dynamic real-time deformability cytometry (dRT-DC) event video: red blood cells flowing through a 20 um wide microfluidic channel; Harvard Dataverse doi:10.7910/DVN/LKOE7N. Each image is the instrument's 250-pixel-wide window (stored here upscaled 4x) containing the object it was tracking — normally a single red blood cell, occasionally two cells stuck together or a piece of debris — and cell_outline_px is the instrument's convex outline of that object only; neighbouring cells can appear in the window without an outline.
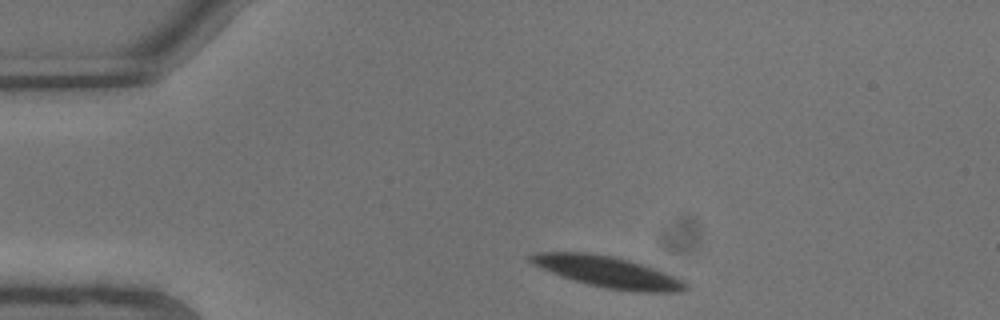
{"species": "common noctule bat (a hibernating species)", "species_latin": "Nyctalus noctula", "temperature_condition": "warm", "stored_images_in_passage": 3, "camera_frame_rate_fps": 3000, "um_per_image_px": 0.085, "animal": {"sex": "male", "body_mass_g": 13.3}, "frame": {"image": 1, "passage_image": 1, "time_ms": 0.0, "image_size_px": [1000, 320], "cell_outline_px": [[688, 288], [680, 292], [636, 292], [604, 288], [588, 284], [560, 276], [532, 264], [528, 260], [528, 256], [536, 252], [588, 252], [612, 256], [628, 260], [676, 276], [684, 280], [688, 284]], "centroid_in_image_um": [51.65, 23.12], "position_along_channel_um": 33.3, "area_um2": 28.15}}